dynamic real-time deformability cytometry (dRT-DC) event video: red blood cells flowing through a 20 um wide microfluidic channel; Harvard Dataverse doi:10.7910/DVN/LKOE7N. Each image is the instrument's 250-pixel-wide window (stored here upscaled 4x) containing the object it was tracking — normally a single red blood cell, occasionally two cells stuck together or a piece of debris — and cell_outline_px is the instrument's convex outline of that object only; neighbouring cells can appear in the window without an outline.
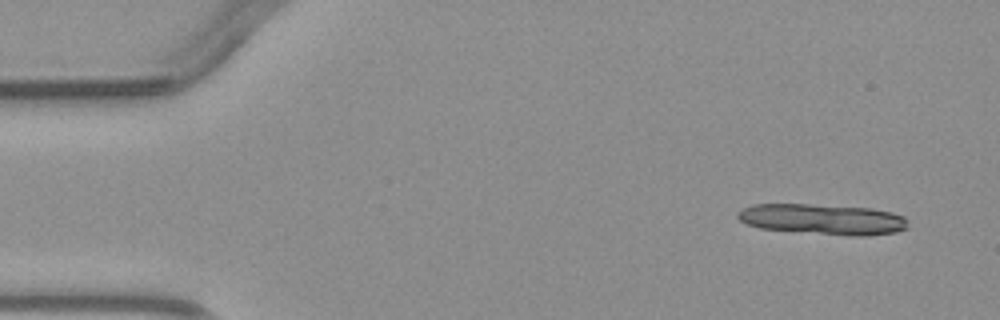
{"species": "common noctule bat (a hibernating species)", "species_latin": "Nyctalus noctula", "temperature_condition": "warm", "stored_images_in_passage": 3, "camera_frame_rate_fps": 3000, "um_per_image_px": 0.085, "animal": {"sex": "male", "body_mass_g": 23.1, "forearm_length_mm": 52.7}, "frame": {"image": 1, "passage_image": 1, "time_ms": 0.0, "image_size_px": [1000, 320], "cell_outline_px": [[908, 228], [896, 232], [868, 236], [848, 236], [760, 228], [748, 224], [740, 220], [736, 216], [744, 208], [752, 204], [808, 204], [872, 208], [892, 212], [904, 216], [908, 220]], "centroid_in_image_um": [70.01, 18.64], "position_along_channel_um": 15.0, "area_um2": 30.46}}